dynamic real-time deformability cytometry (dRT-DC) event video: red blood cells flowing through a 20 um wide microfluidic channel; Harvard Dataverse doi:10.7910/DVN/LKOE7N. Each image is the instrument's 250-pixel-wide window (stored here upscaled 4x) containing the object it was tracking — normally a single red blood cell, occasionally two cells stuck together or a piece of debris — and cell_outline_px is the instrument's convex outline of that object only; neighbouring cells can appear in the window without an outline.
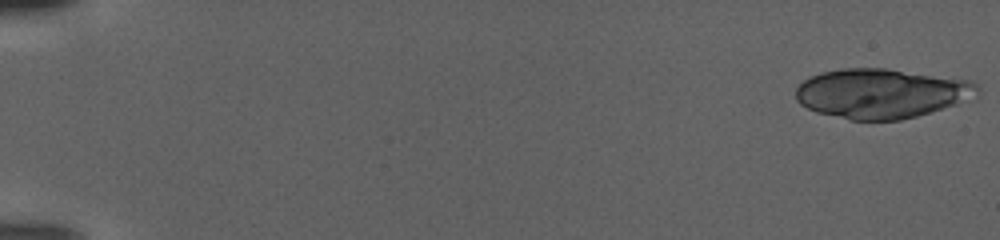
{"species": "human", "species_latin": "Homo sapiens", "temperature_condition": "warm", "stored_images_in_passage": 39, "camera_frame_rate_fps": 3000, "um_per_image_px": 0.085, "donor": {"sex": "female"}, "frame": {"image": 1, "passage_image": 1, "time_ms": 0.0, "image_size_px": [1000, 240], "cell_outline_px": [[980, 88], [976, 100], [916, 116], [900, 120], [852, 120], [816, 112], [800, 104], [796, 100], [796, 88], [804, 80], [820, 72], [844, 68], [884, 68], [968, 80], [976, 84]], "centroid_in_image_um": [74.97, 7.95], "position_along_channel_um": 10.0, "area_um2": 52.83}}
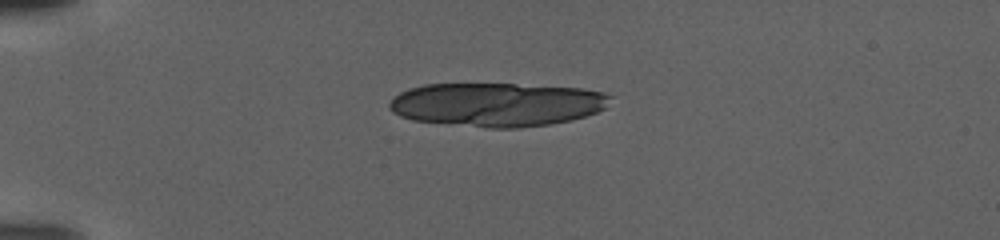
{"frame": {"image": 2, "passage_image": 27, "time_ms": 8.667, "image_size_px": [1000, 240], "cell_outline_px": [[612, 96], [604, 108], [596, 112], [584, 116], [568, 120], [548, 124], [516, 128], [488, 128], [412, 120], [400, 116], [392, 112], [388, 108], [388, 104], [400, 92], [408, 88], [424, 84], [516, 84], [580, 88], [604, 92]], "centroid_in_image_um": [42.19, 8.88], "position_along_channel_um": 42.8, "area_um2": 56.24}}